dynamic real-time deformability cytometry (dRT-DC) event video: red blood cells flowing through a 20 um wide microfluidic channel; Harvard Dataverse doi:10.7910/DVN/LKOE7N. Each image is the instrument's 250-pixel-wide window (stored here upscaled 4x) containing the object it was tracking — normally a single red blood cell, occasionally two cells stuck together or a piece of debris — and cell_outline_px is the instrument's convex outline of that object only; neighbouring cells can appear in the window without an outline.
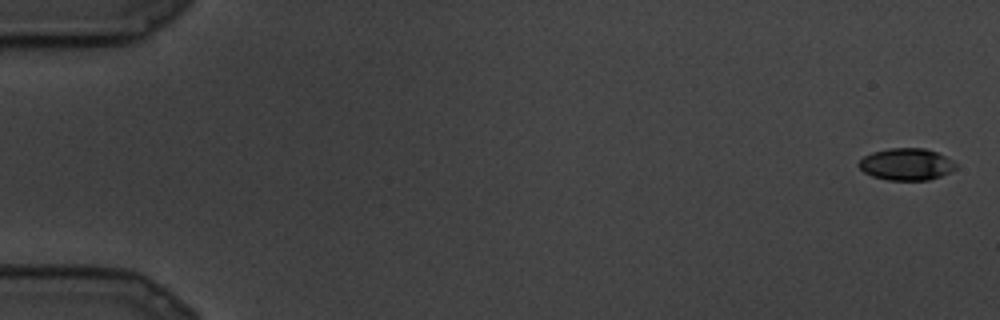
{"species": "common noctule bat (a hibernating species)", "species_latin": "Nyctalus noctula", "temperature_condition": "cold", "stored_images_in_passage": 10, "camera_frame_rate_fps": 3000, "um_per_image_px": 0.085, "animal": {"sex": "male", "body_mass_g": 19.5, "forearm_length_mm": 54.6}, "frame": {"image": 1, "passage_image": 1, "time_ms": 0.0, "image_size_px": [1000, 320], "cell_outline_px": [[956, 168], [940, 176], [928, 180], [888, 180], [872, 176], [864, 172], [856, 164], [864, 156], [872, 152], [888, 148], [924, 148], [936, 152], [952, 160], [956, 164]], "centroid_in_image_um": [77.0, 13.96], "position_along_channel_um": 8.0, "area_um2": 17.98}}
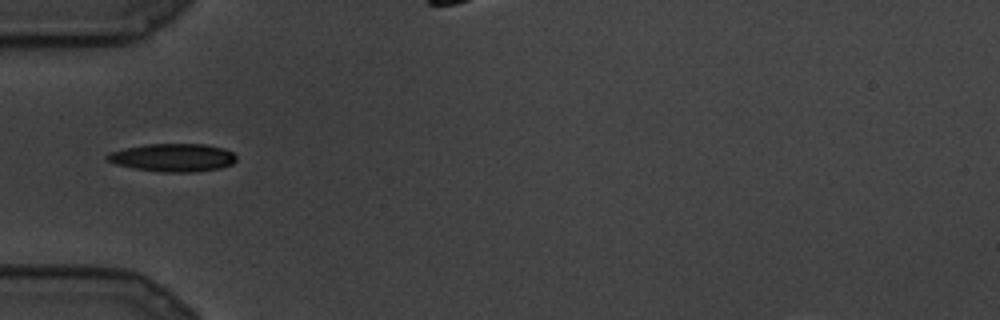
{"frame": {"image": 2, "passage_image": 9, "time_ms": 2.667, "image_size_px": [1000, 320], "cell_outline_px": [[236, 160], [232, 164], [220, 168], [196, 172], [160, 172], [136, 168], [116, 164], [108, 160], [104, 156], [108, 152], [124, 148], [144, 144], [204, 144], [224, 148], [232, 152], [236, 156]], "centroid_in_image_um": [14.69, 13.39], "position_along_channel_um": 70.3, "area_um2": 21.15}}